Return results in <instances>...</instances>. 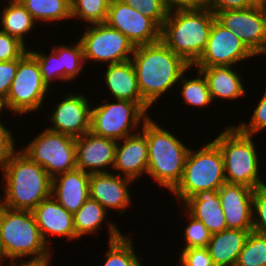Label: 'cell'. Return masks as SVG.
<instances>
[{
    "mask_svg": "<svg viewBox=\"0 0 266 266\" xmlns=\"http://www.w3.org/2000/svg\"><path fill=\"white\" fill-rule=\"evenodd\" d=\"M179 206L200 220L211 234L227 229L218 190L200 191Z\"/></svg>",
    "mask_w": 266,
    "mask_h": 266,
    "instance_id": "obj_24",
    "label": "cell"
},
{
    "mask_svg": "<svg viewBox=\"0 0 266 266\" xmlns=\"http://www.w3.org/2000/svg\"><path fill=\"white\" fill-rule=\"evenodd\" d=\"M3 111L5 112L4 107H3V102L0 100V120H3L2 119V115L4 114Z\"/></svg>",
    "mask_w": 266,
    "mask_h": 266,
    "instance_id": "obj_47",
    "label": "cell"
},
{
    "mask_svg": "<svg viewBox=\"0 0 266 266\" xmlns=\"http://www.w3.org/2000/svg\"><path fill=\"white\" fill-rule=\"evenodd\" d=\"M253 191L247 186L227 182L218 189L227 229L253 230Z\"/></svg>",
    "mask_w": 266,
    "mask_h": 266,
    "instance_id": "obj_19",
    "label": "cell"
},
{
    "mask_svg": "<svg viewBox=\"0 0 266 266\" xmlns=\"http://www.w3.org/2000/svg\"><path fill=\"white\" fill-rule=\"evenodd\" d=\"M5 124L0 120V171H2L10 154L17 148L16 137H14L15 130L12 131L13 128H8V123L7 126Z\"/></svg>",
    "mask_w": 266,
    "mask_h": 266,
    "instance_id": "obj_41",
    "label": "cell"
},
{
    "mask_svg": "<svg viewBox=\"0 0 266 266\" xmlns=\"http://www.w3.org/2000/svg\"><path fill=\"white\" fill-rule=\"evenodd\" d=\"M201 148L190 147L183 175L177 186L169 193L177 204L204 190H218L225 182L224 160L219 147L211 140Z\"/></svg>",
    "mask_w": 266,
    "mask_h": 266,
    "instance_id": "obj_7",
    "label": "cell"
},
{
    "mask_svg": "<svg viewBox=\"0 0 266 266\" xmlns=\"http://www.w3.org/2000/svg\"><path fill=\"white\" fill-rule=\"evenodd\" d=\"M102 81L111 99L145 102L140 94L131 60L103 66ZM110 93V94H109Z\"/></svg>",
    "mask_w": 266,
    "mask_h": 266,
    "instance_id": "obj_25",
    "label": "cell"
},
{
    "mask_svg": "<svg viewBox=\"0 0 266 266\" xmlns=\"http://www.w3.org/2000/svg\"><path fill=\"white\" fill-rule=\"evenodd\" d=\"M152 118L151 115L140 129L148 143L147 176L170 193L182 178L190 147Z\"/></svg>",
    "mask_w": 266,
    "mask_h": 266,
    "instance_id": "obj_3",
    "label": "cell"
},
{
    "mask_svg": "<svg viewBox=\"0 0 266 266\" xmlns=\"http://www.w3.org/2000/svg\"><path fill=\"white\" fill-rule=\"evenodd\" d=\"M265 55L266 56V48L265 50L263 51V53L261 54V56Z\"/></svg>",
    "mask_w": 266,
    "mask_h": 266,
    "instance_id": "obj_50",
    "label": "cell"
},
{
    "mask_svg": "<svg viewBox=\"0 0 266 266\" xmlns=\"http://www.w3.org/2000/svg\"><path fill=\"white\" fill-rule=\"evenodd\" d=\"M89 185L90 174L76 168L52 178L51 195L68 212L74 214L90 197Z\"/></svg>",
    "mask_w": 266,
    "mask_h": 266,
    "instance_id": "obj_21",
    "label": "cell"
},
{
    "mask_svg": "<svg viewBox=\"0 0 266 266\" xmlns=\"http://www.w3.org/2000/svg\"><path fill=\"white\" fill-rule=\"evenodd\" d=\"M235 266H266V235L251 231Z\"/></svg>",
    "mask_w": 266,
    "mask_h": 266,
    "instance_id": "obj_33",
    "label": "cell"
},
{
    "mask_svg": "<svg viewBox=\"0 0 266 266\" xmlns=\"http://www.w3.org/2000/svg\"><path fill=\"white\" fill-rule=\"evenodd\" d=\"M131 61L140 94L150 107L170 94V91H179L177 84L182 74L190 67L162 40L136 46Z\"/></svg>",
    "mask_w": 266,
    "mask_h": 266,
    "instance_id": "obj_1",
    "label": "cell"
},
{
    "mask_svg": "<svg viewBox=\"0 0 266 266\" xmlns=\"http://www.w3.org/2000/svg\"><path fill=\"white\" fill-rule=\"evenodd\" d=\"M54 255L42 259L12 260L8 261L5 266H51Z\"/></svg>",
    "mask_w": 266,
    "mask_h": 266,
    "instance_id": "obj_45",
    "label": "cell"
},
{
    "mask_svg": "<svg viewBox=\"0 0 266 266\" xmlns=\"http://www.w3.org/2000/svg\"><path fill=\"white\" fill-rule=\"evenodd\" d=\"M255 6L251 0H210L209 9L217 12L234 9H247Z\"/></svg>",
    "mask_w": 266,
    "mask_h": 266,
    "instance_id": "obj_44",
    "label": "cell"
},
{
    "mask_svg": "<svg viewBox=\"0 0 266 266\" xmlns=\"http://www.w3.org/2000/svg\"><path fill=\"white\" fill-rule=\"evenodd\" d=\"M33 48L29 47L28 52L37 60L43 81L52 89V86L56 84V80L60 82V56H57L52 49L46 54L42 50Z\"/></svg>",
    "mask_w": 266,
    "mask_h": 266,
    "instance_id": "obj_35",
    "label": "cell"
},
{
    "mask_svg": "<svg viewBox=\"0 0 266 266\" xmlns=\"http://www.w3.org/2000/svg\"><path fill=\"white\" fill-rule=\"evenodd\" d=\"M79 34L86 64H117L131 60L134 45L119 30L106 22L90 24ZM103 64H102V63ZM94 63V64H93Z\"/></svg>",
    "mask_w": 266,
    "mask_h": 266,
    "instance_id": "obj_11",
    "label": "cell"
},
{
    "mask_svg": "<svg viewBox=\"0 0 266 266\" xmlns=\"http://www.w3.org/2000/svg\"><path fill=\"white\" fill-rule=\"evenodd\" d=\"M74 43L75 44L61 43L57 45L53 43L54 46L52 45L51 49L57 56H60V85L67 81L74 82L79 75L83 77L81 73H83L84 67L87 66L80 40Z\"/></svg>",
    "mask_w": 266,
    "mask_h": 266,
    "instance_id": "obj_30",
    "label": "cell"
},
{
    "mask_svg": "<svg viewBox=\"0 0 266 266\" xmlns=\"http://www.w3.org/2000/svg\"><path fill=\"white\" fill-rule=\"evenodd\" d=\"M60 97V101L54 102L55 107L49 114L50 125L46 128L50 131L66 134L74 138L81 137L90 131L91 98L81 92H70ZM62 99V100H61Z\"/></svg>",
    "mask_w": 266,
    "mask_h": 266,
    "instance_id": "obj_13",
    "label": "cell"
},
{
    "mask_svg": "<svg viewBox=\"0 0 266 266\" xmlns=\"http://www.w3.org/2000/svg\"><path fill=\"white\" fill-rule=\"evenodd\" d=\"M27 50L17 38L0 30V62L19 59Z\"/></svg>",
    "mask_w": 266,
    "mask_h": 266,
    "instance_id": "obj_39",
    "label": "cell"
},
{
    "mask_svg": "<svg viewBox=\"0 0 266 266\" xmlns=\"http://www.w3.org/2000/svg\"><path fill=\"white\" fill-rule=\"evenodd\" d=\"M2 1V0H1ZM0 10V30L17 38L27 48L29 42L25 38L34 33L37 24L20 0H3ZM36 26V27H35ZM31 32V33H30ZM27 43V44H26Z\"/></svg>",
    "mask_w": 266,
    "mask_h": 266,
    "instance_id": "obj_27",
    "label": "cell"
},
{
    "mask_svg": "<svg viewBox=\"0 0 266 266\" xmlns=\"http://www.w3.org/2000/svg\"><path fill=\"white\" fill-rule=\"evenodd\" d=\"M238 66H210L207 68H196L200 70L205 76L211 98L213 102L216 101H238L241 97H248L249 92L245 89L244 80L245 75L240 73ZM238 70V71H237ZM243 77H242V76Z\"/></svg>",
    "mask_w": 266,
    "mask_h": 266,
    "instance_id": "obj_22",
    "label": "cell"
},
{
    "mask_svg": "<svg viewBox=\"0 0 266 266\" xmlns=\"http://www.w3.org/2000/svg\"><path fill=\"white\" fill-rule=\"evenodd\" d=\"M1 172L0 204L9 209L32 211L51 196L52 178L18 147L10 154Z\"/></svg>",
    "mask_w": 266,
    "mask_h": 266,
    "instance_id": "obj_2",
    "label": "cell"
},
{
    "mask_svg": "<svg viewBox=\"0 0 266 266\" xmlns=\"http://www.w3.org/2000/svg\"><path fill=\"white\" fill-rule=\"evenodd\" d=\"M252 218V231L266 235V185L253 191Z\"/></svg>",
    "mask_w": 266,
    "mask_h": 266,
    "instance_id": "obj_38",
    "label": "cell"
},
{
    "mask_svg": "<svg viewBox=\"0 0 266 266\" xmlns=\"http://www.w3.org/2000/svg\"><path fill=\"white\" fill-rule=\"evenodd\" d=\"M44 129L27 144H19L18 149L42 166L51 178L76 169V138Z\"/></svg>",
    "mask_w": 266,
    "mask_h": 266,
    "instance_id": "obj_10",
    "label": "cell"
},
{
    "mask_svg": "<svg viewBox=\"0 0 266 266\" xmlns=\"http://www.w3.org/2000/svg\"><path fill=\"white\" fill-rule=\"evenodd\" d=\"M36 223L40 229L44 241L52 249L51 238L65 239L68 243L76 240L74 229L73 214L62 207L51 195L49 198L41 201L33 210ZM51 236V237H50Z\"/></svg>",
    "mask_w": 266,
    "mask_h": 266,
    "instance_id": "obj_18",
    "label": "cell"
},
{
    "mask_svg": "<svg viewBox=\"0 0 266 266\" xmlns=\"http://www.w3.org/2000/svg\"><path fill=\"white\" fill-rule=\"evenodd\" d=\"M151 18L160 28L165 22L168 11L163 0H120Z\"/></svg>",
    "mask_w": 266,
    "mask_h": 266,
    "instance_id": "obj_37",
    "label": "cell"
},
{
    "mask_svg": "<svg viewBox=\"0 0 266 266\" xmlns=\"http://www.w3.org/2000/svg\"><path fill=\"white\" fill-rule=\"evenodd\" d=\"M128 234V235H127ZM108 241V248L104 252V263L102 266H146L142 263V258L135 252L133 237L129 234Z\"/></svg>",
    "mask_w": 266,
    "mask_h": 266,
    "instance_id": "obj_31",
    "label": "cell"
},
{
    "mask_svg": "<svg viewBox=\"0 0 266 266\" xmlns=\"http://www.w3.org/2000/svg\"><path fill=\"white\" fill-rule=\"evenodd\" d=\"M0 243L4 264L22 258L42 259L55 254L44 241L32 211L9 209L1 204Z\"/></svg>",
    "mask_w": 266,
    "mask_h": 266,
    "instance_id": "obj_6",
    "label": "cell"
},
{
    "mask_svg": "<svg viewBox=\"0 0 266 266\" xmlns=\"http://www.w3.org/2000/svg\"><path fill=\"white\" fill-rule=\"evenodd\" d=\"M106 23L119 30L134 47L161 40V28L151 18L120 0L110 1Z\"/></svg>",
    "mask_w": 266,
    "mask_h": 266,
    "instance_id": "obj_15",
    "label": "cell"
},
{
    "mask_svg": "<svg viewBox=\"0 0 266 266\" xmlns=\"http://www.w3.org/2000/svg\"><path fill=\"white\" fill-rule=\"evenodd\" d=\"M252 230L225 229L211 234L207 250L215 266H235L239 253Z\"/></svg>",
    "mask_w": 266,
    "mask_h": 266,
    "instance_id": "obj_26",
    "label": "cell"
},
{
    "mask_svg": "<svg viewBox=\"0 0 266 266\" xmlns=\"http://www.w3.org/2000/svg\"><path fill=\"white\" fill-rule=\"evenodd\" d=\"M117 142L93 134L91 131L76 138V166L83 172H111L115 161Z\"/></svg>",
    "mask_w": 266,
    "mask_h": 266,
    "instance_id": "obj_17",
    "label": "cell"
},
{
    "mask_svg": "<svg viewBox=\"0 0 266 266\" xmlns=\"http://www.w3.org/2000/svg\"><path fill=\"white\" fill-rule=\"evenodd\" d=\"M18 67V59L0 62V100L5 101Z\"/></svg>",
    "mask_w": 266,
    "mask_h": 266,
    "instance_id": "obj_42",
    "label": "cell"
},
{
    "mask_svg": "<svg viewBox=\"0 0 266 266\" xmlns=\"http://www.w3.org/2000/svg\"><path fill=\"white\" fill-rule=\"evenodd\" d=\"M168 13L178 10H202L209 8L210 0H163Z\"/></svg>",
    "mask_w": 266,
    "mask_h": 266,
    "instance_id": "obj_43",
    "label": "cell"
},
{
    "mask_svg": "<svg viewBox=\"0 0 266 266\" xmlns=\"http://www.w3.org/2000/svg\"><path fill=\"white\" fill-rule=\"evenodd\" d=\"M93 103L94 101L91 106L90 131L116 141L140 131L143 123L152 115V112L148 114L152 108L146 102L106 97L95 106Z\"/></svg>",
    "mask_w": 266,
    "mask_h": 266,
    "instance_id": "obj_8",
    "label": "cell"
},
{
    "mask_svg": "<svg viewBox=\"0 0 266 266\" xmlns=\"http://www.w3.org/2000/svg\"><path fill=\"white\" fill-rule=\"evenodd\" d=\"M262 91V96L259 97V100L257 98V103L252 109L253 113L250 114V120L248 122L240 120L241 122L239 121L237 125L234 124L242 133L254 136V138H257L256 135L261 131L266 130V88Z\"/></svg>",
    "mask_w": 266,
    "mask_h": 266,
    "instance_id": "obj_36",
    "label": "cell"
},
{
    "mask_svg": "<svg viewBox=\"0 0 266 266\" xmlns=\"http://www.w3.org/2000/svg\"><path fill=\"white\" fill-rule=\"evenodd\" d=\"M214 19L209 8L170 12L161 28V40L193 66L206 47Z\"/></svg>",
    "mask_w": 266,
    "mask_h": 266,
    "instance_id": "obj_5",
    "label": "cell"
},
{
    "mask_svg": "<svg viewBox=\"0 0 266 266\" xmlns=\"http://www.w3.org/2000/svg\"><path fill=\"white\" fill-rule=\"evenodd\" d=\"M182 212H185V219L188 221L184 230L182 232L184 237V242L181 248L177 249H189L197 247H207L209 240L211 238L210 231L205 227V225L198 219L191 216L184 208Z\"/></svg>",
    "mask_w": 266,
    "mask_h": 266,
    "instance_id": "obj_34",
    "label": "cell"
},
{
    "mask_svg": "<svg viewBox=\"0 0 266 266\" xmlns=\"http://www.w3.org/2000/svg\"><path fill=\"white\" fill-rule=\"evenodd\" d=\"M20 2L36 23L40 21V26L42 24V26L48 25L49 27V25H53L54 27L60 21L68 22L72 20L71 0H20Z\"/></svg>",
    "mask_w": 266,
    "mask_h": 266,
    "instance_id": "obj_29",
    "label": "cell"
},
{
    "mask_svg": "<svg viewBox=\"0 0 266 266\" xmlns=\"http://www.w3.org/2000/svg\"><path fill=\"white\" fill-rule=\"evenodd\" d=\"M110 1L111 0H71V19H75V22L80 19L83 24H85L84 26L105 23Z\"/></svg>",
    "mask_w": 266,
    "mask_h": 266,
    "instance_id": "obj_32",
    "label": "cell"
},
{
    "mask_svg": "<svg viewBox=\"0 0 266 266\" xmlns=\"http://www.w3.org/2000/svg\"><path fill=\"white\" fill-rule=\"evenodd\" d=\"M256 56L229 29L221 25L216 19L210 29L206 47L192 66L207 68L210 66H238Z\"/></svg>",
    "mask_w": 266,
    "mask_h": 266,
    "instance_id": "obj_12",
    "label": "cell"
},
{
    "mask_svg": "<svg viewBox=\"0 0 266 266\" xmlns=\"http://www.w3.org/2000/svg\"><path fill=\"white\" fill-rule=\"evenodd\" d=\"M215 19L235 34L257 59L261 57L266 48V20L260 6L217 12Z\"/></svg>",
    "mask_w": 266,
    "mask_h": 266,
    "instance_id": "obj_14",
    "label": "cell"
},
{
    "mask_svg": "<svg viewBox=\"0 0 266 266\" xmlns=\"http://www.w3.org/2000/svg\"><path fill=\"white\" fill-rule=\"evenodd\" d=\"M147 170L148 143L144 133L140 130L119 140L112 171L138 182L140 177L147 176Z\"/></svg>",
    "mask_w": 266,
    "mask_h": 266,
    "instance_id": "obj_20",
    "label": "cell"
},
{
    "mask_svg": "<svg viewBox=\"0 0 266 266\" xmlns=\"http://www.w3.org/2000/svg\"><path fill=\"white\" fill-rule=\"evenodd\" d=\"M178 266H215L206 247L179 250Z\"/></svg>",
    "mask_w": 266,
    "mask_h": 266,
    "instance_id": "obj_40",
    "label": "cell"
},
{
    "mask_svg": "<svg viewBox=\"0 0 266 266\" xmlns=\"http://www.w3.org/2000/svg\"><path fill=\"white\" fill-rule=\"evenodd\" d=\"M189 71L193 74H188ZM177 86L181 89L179 97L182 96V98L179 100H183V103L189 108L193 107L200 110V108L205 109L207 106L214 105L207 80L200 70L190 66L182 74Z\"/></svg>",
    "mask_w": 266,
    "mask_h": 266,
    "instance_id": "obj_28",
    "label": "cell"
},
{
    "mask_svg": "<svg viewBox=\"0 0 266 266\" xmlns=\"http://www.w3.org/2000/svg\"><path fill=\"white\" fill-rule=\"evenodd\" d=\"M253 137L242 133L234 124H230L212 139L223 155L227 183L240 184L251 189L266 185L262 179L260 150Z\"/></svg>",
    "mask_w": 266,
    "mask_h": 266,
    "instance_id": "obj_4",
    "label": "cell"
},
{
    "mask_svg": "<svg viewBox=\"0 0 266 266\" xmlns=\"http://www.w3.org/2000/svg\"><path fill=\"white\" fill-rule=\"evenodd\" d=\"M135 181L115 172L90 174L89 194L98 201L109 213L118 211L119 217H125V212L133 206V195L129 188ZM132 205V206H131ZM128 208V209H127Z\"/></svg>",
    "mask_w": 266,
    "mask_h": 266,
    "instance_id": "obj_16",
    "label": "cell"
},
{
    "mask_svg": "<svg viewBox=\"0 0 266 266\" xmlns=\"http://www.w3.org/2000/svg\"><path fill=\"white\" fill-rule=\"evenodd\" d=\"M51 89L43 81L37 60L28 50L18 59V67L9 94L3 102L5 112L16 117L38 113L43 109L45 99H50ZM48 97V98H47Z\"/></svg>",
    "mask_w": 266,
    "mask_h": 266,
    "instance_id": "obj_9",
    "label": "cell"
},
{
    "mask_svg": "<svg viewBox=\"0 0 266 266\" xmlns=\"http://www.w3.org/2000/svg\"><path fill=\"white\" fill-rule=\"evenodd\" d=\"M108 214L109 212L98 201L89 197L73 214L76 240L79 241L84 236H96L95 233H100L98 230L103 228L104 222H106L105 229L109 236L108 241L121 237L125 232L120 231L118 223L108 219Z\"/></svg>",
    "mask_w": 266,
    "mask_h": 266,
    "instance_id": "obj_23",
    "label": "cell"
},
{
    "mask_svg": "<svg viewBox=\"0 0 266 266\" xmlns=\"http://www.w3.org/2000/svg\"><path fill=\"white\" fill-rule=\"evenodd\" d=\"M263 10L264 16H265V20H266V0L265 2L260 6Z\"/></svg>",
    "mask_w": 266,
    "mask_h": 266,
    "instance_id": "obj_49",
    "label": "cell"
},
{
    "mask_svg": "<svg viewBox=\"0 0 266 266\" xmlns=\"http://www.w3.org/2000/svg\"><path fill=\"white\" fill-rule=\"evenodd\" d=\"M251 1L257 6H261L265 2V0H251Z\"/></svg>",
    "mask_w": 266,
    "mask_h": 266,
    "instance_id": "obj_48",
    "label": "cell"
},
{
    "mask_svg": "<svg viewBox=\"0 0 266 266\" xmlns=\"http://www.w3.org/2000/svg\"><path fill=\"white\" fill-rule=\"evenodd\" d=\"M0 266H4V253L0 243Z\"/></svg>",
    "mask_w": 266,
    "mask_h": 266,
    "instance_id": "obj_46",
    "label": "cell"
}]
</instances>
